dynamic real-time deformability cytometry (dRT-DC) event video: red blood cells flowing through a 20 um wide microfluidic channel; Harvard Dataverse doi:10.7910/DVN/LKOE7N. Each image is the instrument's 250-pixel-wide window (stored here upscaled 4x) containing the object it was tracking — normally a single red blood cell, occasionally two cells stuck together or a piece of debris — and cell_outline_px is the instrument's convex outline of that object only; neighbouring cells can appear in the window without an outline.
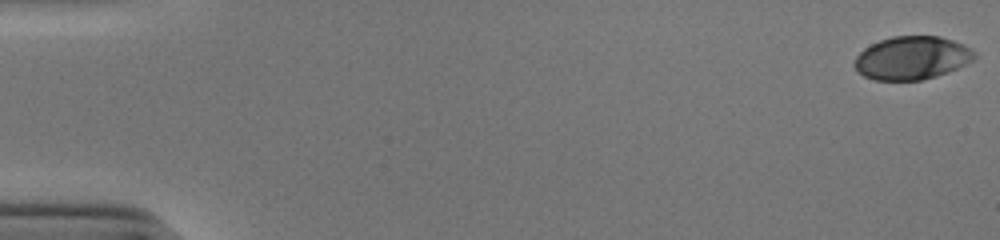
{"species": "human", "species_latin": "Homo sapiens", "temperature_condition": "cold", "stored_images_in_passage": 53, "camera_frame_rate_fps": 3000, "um_per_image_px": 0.085, "donor": {"sex": "male"}, "frame": {"image": 1, "passage_image": 1, "time_ms": 0.0, "image_size_px": [1000, 240], "cell_outline_px": [[976, 56], [972, 60], [948, 72], [936, 76], [920, 80], [876, 80], [864, 76], [856, 72], [852, 64], [856, 56], [864, 48], [880, 40], [892, 36], [940, 36], [964, 44], [972, 48], [976, 52]], "centroid_in_image_um": [77.49, 4.92], "position_along_channel_um": 7.5, "area_um2": 30.35}}
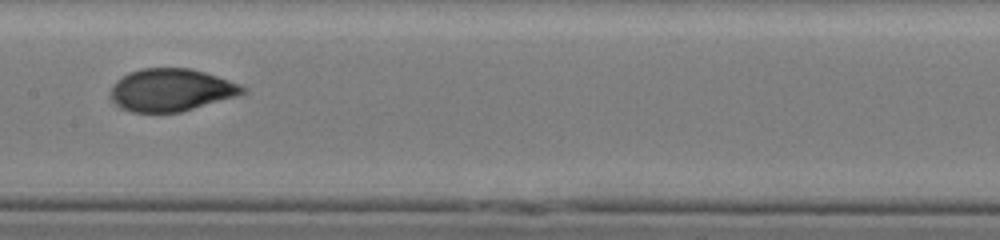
{"frame": {"image": 2, "passage_image": 28, "time_ms": 9.0, "image_size_px": [1000, 240], "cell_outline_px": [[248, 92], [236, 96], [180, 112], [132, 112], [124, 108], [112, 96], [112, 84], [120, 76], [128, 72], [140, 68], [192, 68], [240, 84], [248, 88]], "centroid_in_image_um": [14.58, 7.62], "position_along_channel_um": 192.8, "area_um2": 32.43}}
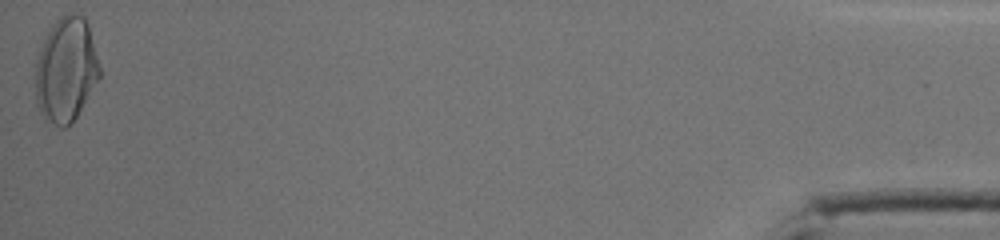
{"frame": {"image": 3, "passage_image": 53, "time_ms": 17.333, "image_size_px": [1000, 240], "cell_outline_px": [[100, 76], [76, 116], [64, 128], [60, 128], [44, 120], [36, 104], [36, 60], [40, 48], [48, 28], [60, 16], [68, 12], [76, 12], [84, 16], [88, 24], [100, 68]], "centroid_in_image_um": [5.58, 5.9], "position_along_channel_um": 429.6, "area_um2": 39.19}, "authors_computed_cell_mechanics": {"area_um2": 32.2524, "velocity_mm_per_s": 3.9259, "shape_relaxation_time_tau1_ms": 6.4142, "shape_relaxation_time_tau2_ms": null, "deformation_change_tau1": 0.2319, "deformation_change_tau2": null}}